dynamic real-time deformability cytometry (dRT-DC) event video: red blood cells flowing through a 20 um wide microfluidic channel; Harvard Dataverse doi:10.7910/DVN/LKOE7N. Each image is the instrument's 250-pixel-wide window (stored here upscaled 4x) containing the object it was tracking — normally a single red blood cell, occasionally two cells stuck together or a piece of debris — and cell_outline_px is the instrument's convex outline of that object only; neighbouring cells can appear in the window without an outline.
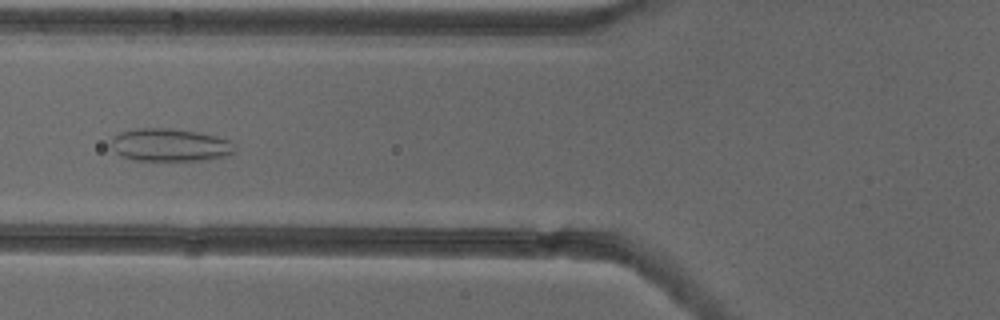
{"species": "common noctule bat (a hibernating species)", "species_latin": "Nyctalus noctula", "temperature_condition": "cold", "stored_images_in_passage": 39, "camera_frame_rate_fps": 3000, "um_per_image_px": 0.085, "animal": {"sex": "female"}, "frame": {"image": 1, "passage_image": 7, "time_ms": 2.0, "image_size_px": [1000, 320], "cell_outline_px": [[236, 152], [228, 156], [208, 160], [136, 160], [120, 156], [112, 148], [112, 140], [120, 132], [136, 128], [172, 128], [196, 132], [216, 136], [232, 140], [236, 148]], "centroid_in_image_um": [14.52, 12.32], "position_along_channel_um": 111.3, "area_um2": 23.81}}
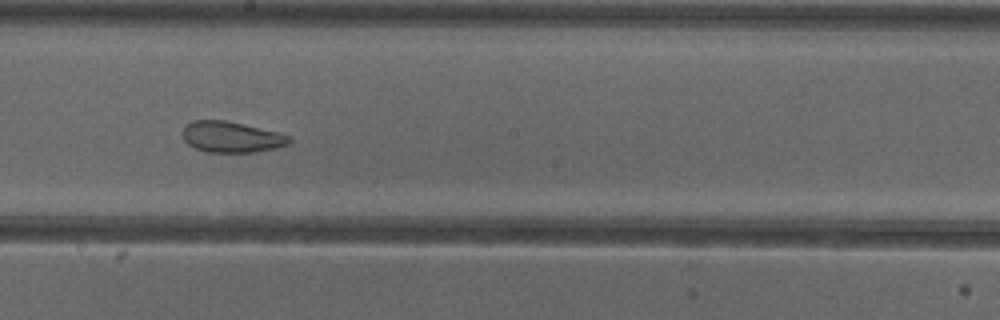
{"frame": {"image": 2, "passage_image": 16, "time_ms": 5.0, "image_size_px": [1000, 320], "cell_outline_px": [[292, 140], [288, 144], [276, 148], [256, 152], [208, 152], [196, 148], [188, 144], [184, 140], [184, 124], [192, 120], [224, 120], [280, 132], [288, 136]], "centroid_in_image_um": [19.68, 11.64], "position_along_channel_um": 228.5, "area_um2": 19.19}}
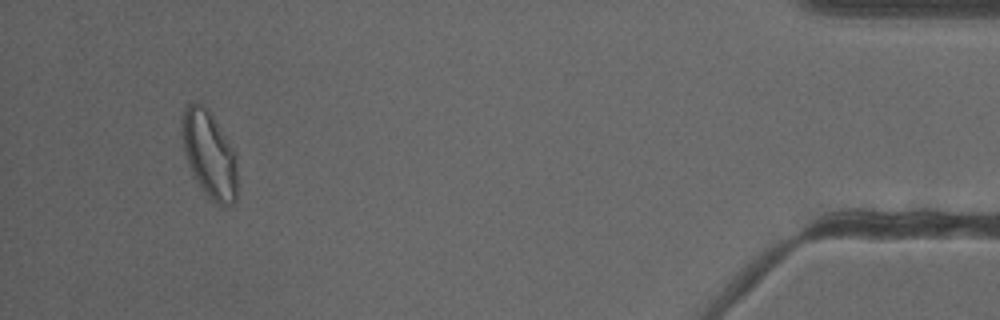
{"frame": {"image": 3, "passage_image": 36, "time_ms": 11.667, "image_size_px": [1000, 320], "cell_outline_px": [[236, 200], [228, 208], [224, 208], [212, 204], [200, 188], [188, 164], [184, 152], [180, 128], [180, 124], [184, 108], [188, 104], [204, 104], [208, 108], [216, 120], [236, 152]], "centroid_in_image_um": [17.79, 13.17], "position_along_channel_um": 417.4, "area_um2": 28.78}, "authors_computed_cell_mechanics": {"area_um2": 22.831, "velocity_mm_per_s": 3.8799, "shape_relaxation_time_tau1_ms": null, "shape_relaxation_time_tau2_ms": 1.3763, "deformation_change_tau1": null, "deformation_change_tau2": 0.0791}}